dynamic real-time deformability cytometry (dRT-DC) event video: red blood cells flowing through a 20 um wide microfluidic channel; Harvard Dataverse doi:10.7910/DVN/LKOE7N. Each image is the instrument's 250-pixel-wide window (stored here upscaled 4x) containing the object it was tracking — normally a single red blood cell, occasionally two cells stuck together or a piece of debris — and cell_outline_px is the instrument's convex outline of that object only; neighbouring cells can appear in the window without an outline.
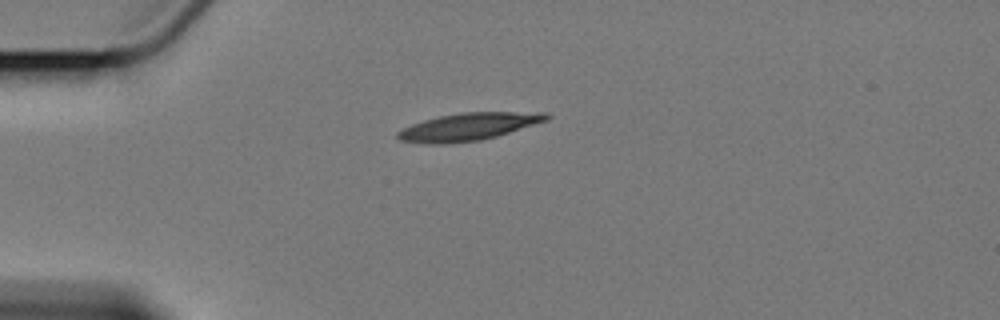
{"species": "Egyptian fruit bat (a non-hibernating species)", "species_latin": "Rousettus aegyptiacus", "temperature_condition": "cold", "stored_images_in_passage": 5, "camera_frame_rate_fps": 3000, "um_per_image_px": 0.085, "animal": {"sex": "female"}, "frame": {"image": 1, "passage_image": 1, "time_ms": 0.0, "image_size_px": [1000, 320], "cell_outline_px": [[552, 116], [548, 120], [496, 136], [480, 140], [440, 144], [432, 144], [400, 140], [396, 136], [396, 132], [412, 124], [424, 120], [440, 116], [460, 112], [548, 112]], "centroid_in_image_um": [39.85, 10.76], "position_along_channel_um": 45.2, "area_um2": 23.64}}
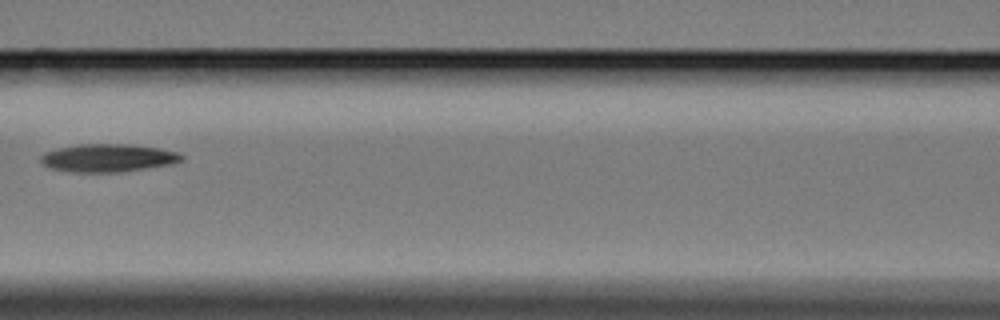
{"frame": {"image": 2, "passage_image": 4, "time_ms": 4.0, "image_size_px": [1000, 320], "cell_outline_px": [[184, 160], [168, 164], [120, 172], [72, 172], [52, 168], [44, 164], [40, 160], [40, 156], [44, 152], [60, 148], [80, 144], [132, 144], [160, 148], [176, 152], [184, 156]], "centroid_in_image_um": [9.18, 13.41], "position_along_channel_um": 157.4, "area_um2": 22.72}}
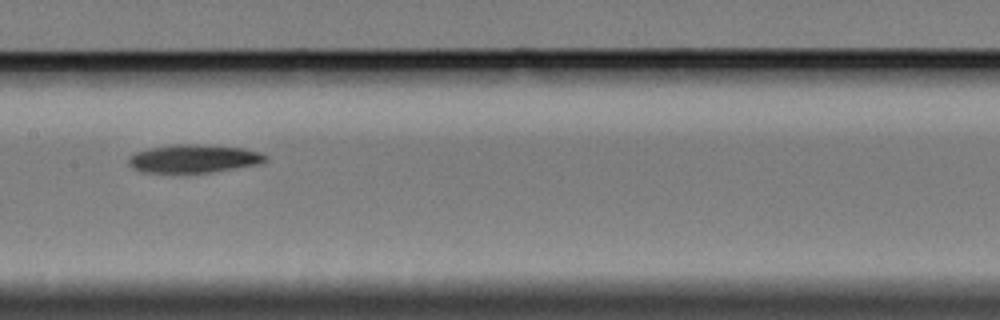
{"frame": {"image": 3, "passage_image": 5, "time_ms": 5.0, "image_size_px": [1000, 320], "cell_outline_px": [[268, 160], [264, 164], [212, 172], [140, 172], [132, 168], [128, 164], [128, 156], [136, 152], [152, 148], [172, 144], [196, 144], [244, 148], [260, 152], [268, 156]], "centroid_in_image_um": [16.52, 13.49], "position_along_channel_um": 190.9, "area_um2": 22.72}}